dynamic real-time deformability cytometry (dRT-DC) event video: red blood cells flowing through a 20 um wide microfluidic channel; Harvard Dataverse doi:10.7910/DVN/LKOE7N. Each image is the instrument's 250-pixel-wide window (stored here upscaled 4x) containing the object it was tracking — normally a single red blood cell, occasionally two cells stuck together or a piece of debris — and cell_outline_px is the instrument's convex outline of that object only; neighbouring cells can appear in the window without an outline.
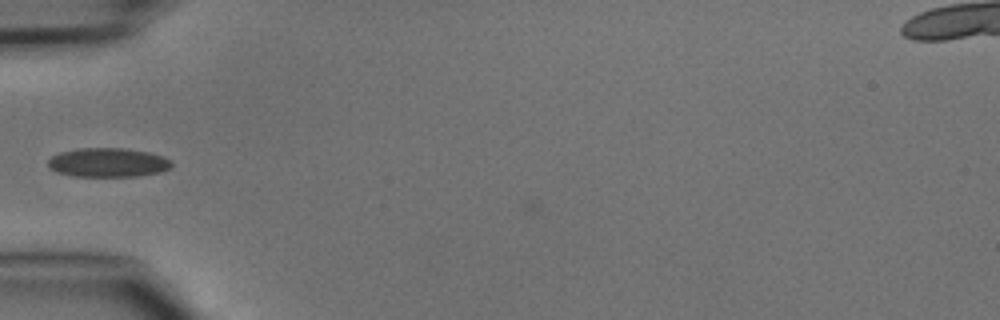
{"species": "common noctule bat (a hibernating species)", "species_latin": "Nyctalus noctula", "temperature_condition": "cold", "stored_images_in_passage": 32, "camera_frame_rate_fps": 3000, "um_per_image_px": 0.085, "animal": {"sex": "male", "body_mass_g": 15.6}, "frame": {"image": 1, "passage_image": 3, "time_ms": 0.667, "image_size_px": [1000, 320], "cell_outline_px": [[172, 164], [168, 168], [160, 172], [136, 176], [72, 176], [56, 172], [48, 168], [48, 160], [52, 156], [60, 152], [80, 148], [124, 148], [148, 152], [164, 156], [172, 160]], "centroid_in_image_um": [9.16, 13.81], "position_along_channel_um": 75.8, "area_um2": 20.98}}
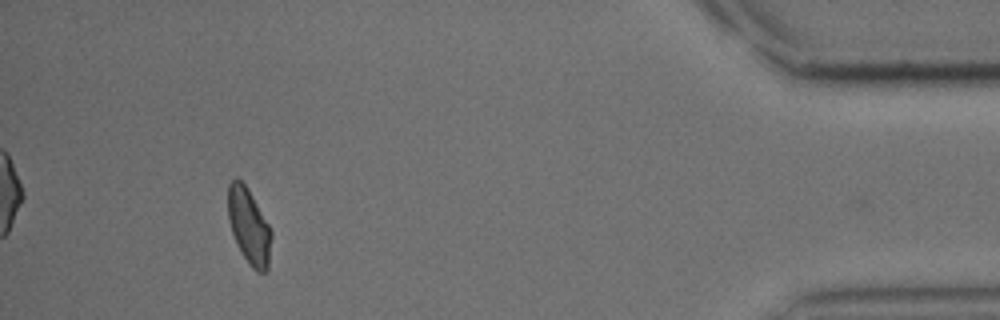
{"frame": {"image": 2, "passage_image": 31, "time_ms": 10.0, "image_size_px": [1000, 320], "cell_outline_px": [[272, 236], [268, 268], [264, 272], [256, 272], [248, 264], [236, 244], [228, 220], [228, 184], [236, 176], [248, 188], [268, 224], [272, 232]], "centroid_in_image_um": [21.15, 19.24], "position_along_channel_um": 414.0, "area_um2": 19.19}}